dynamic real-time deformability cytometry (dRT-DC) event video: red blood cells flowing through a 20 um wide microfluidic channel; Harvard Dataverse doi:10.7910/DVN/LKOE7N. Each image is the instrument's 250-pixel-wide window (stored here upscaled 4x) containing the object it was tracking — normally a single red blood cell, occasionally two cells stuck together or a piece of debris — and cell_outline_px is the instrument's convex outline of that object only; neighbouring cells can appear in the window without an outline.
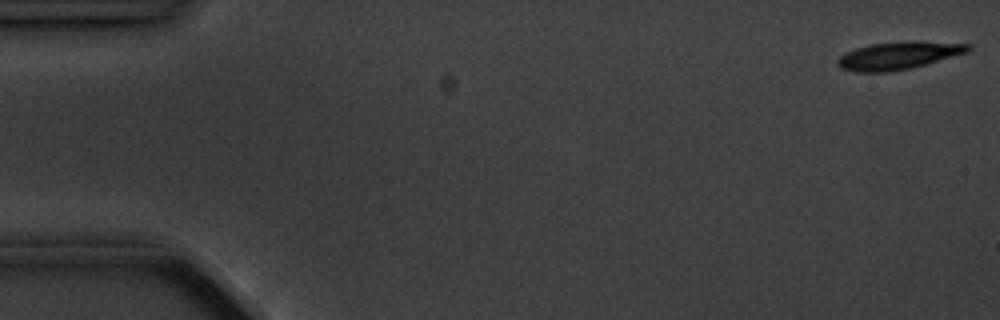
{"species": "common noctule bat (a hibernating species)", "species_latin": "Nyctalus noctula", "temperature_condition": "cold", "stored_images_in_passage": 6, "camera_frame_rate_fps": 3000, "um_per_image_px": 0.085, "animal": {"sex": "male", "body_mass_g": 20.1, "forearm_length_mm": 53.5}, "frame": {"image": 1, "passage_image": 1, "time_ms": 0.0, "image_size_px": [1000, 320], "cell_outline_px": [[972, 48], [968, 52], [924, 64], [908, 68], [888, 72], [856, 72], [840, 68], [836, 64], [836, 60], [840, 56], [856, 48], [868, 44], [916, 40], [920, 40], [972, 44]], "centroid_in_image_um": [76.38, 4.7], "position_along_channel_um": 8.6, "area_um2": 21.1}}
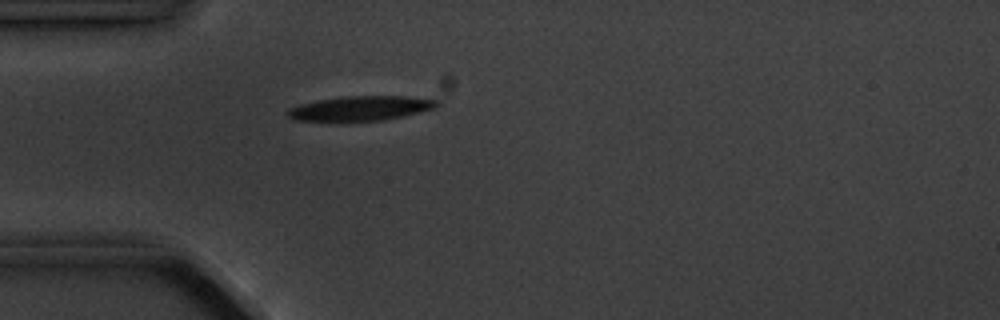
{"frame": {"image": 2, "passage_image": 5, "time_ms": 4.667, "image_size_px": [1000, 320], "cell_outline_px": [[440, 104], [432, 108], [400, 116], [380, 120], [296, 120], [284, 116], [284, 112], [288, 108], [300, 104], [340, 96], [408, 96], [440, 100]], "centroid_in_image_um": [30.58, 9.18], "position_along_channel_um": 54.4, "area_um2": 21.04}}